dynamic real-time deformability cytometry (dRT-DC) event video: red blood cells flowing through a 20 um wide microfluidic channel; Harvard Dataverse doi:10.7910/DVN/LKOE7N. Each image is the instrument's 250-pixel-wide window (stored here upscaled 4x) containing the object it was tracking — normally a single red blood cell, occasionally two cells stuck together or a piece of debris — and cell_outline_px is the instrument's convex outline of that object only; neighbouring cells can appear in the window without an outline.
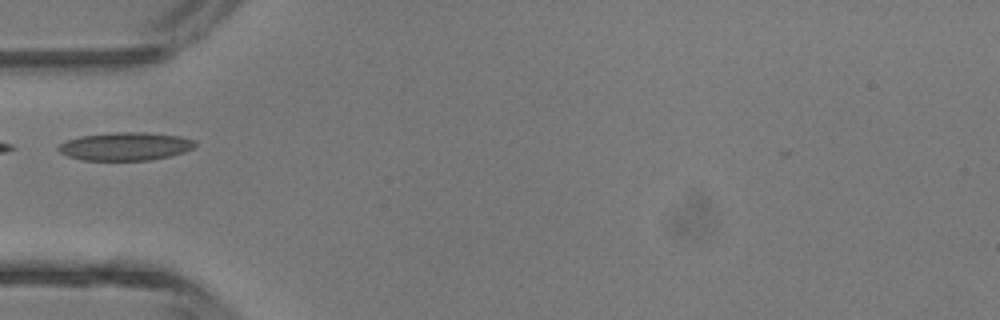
{"species": "common noctule bat (a hibernating species)", "species_latin": "Nyctalus noctula", "temperature_condition": "room temperature", "stored_images_in_passage": 4, "camera_frame_rate_fps": 3000, "um_per_image_px": 0.085, "animal": {"sex": "male", "body_mass_g": 13.3}, "frame": {"image": 1, "passage_image": 4, "time_ms": 3.667, "image_size_px": [1000, 320], "cell_outline_px": [[196, 144], [192, 148], [184, 152], [168, 156], [148, 160], [80, 160], [68, 156], [60, 152], [56, 148], [64, 140], [80, 136], [116, 132], [144, 132], [180, 136], [196, 140]], "centroid_in_image_um": [10.63, 12.43], "position_along_channel_um": 74.4, "area_um2": 22.43}}